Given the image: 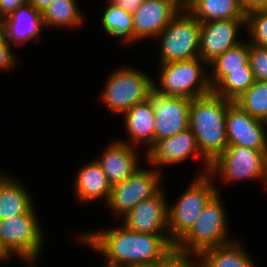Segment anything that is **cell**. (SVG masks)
Masks as SVG:
<instances>
[{
  "mask_svg": "<svg viewBox=\"0 0 267 267\" xmlns=\"http://www.w3.org/2000/svg\"><path fill=\"white\" fill-rule=\"evenodd\" d=\"M3 172V173H2ZM0 171V220L24 213H36L32 195L13 175Z\"/></svg>",
  "mask_w": 267,
  "mask_h": 267,
  "instance_id": "21",
  "label": "cell"
},
{
  "mask_svg": "<svg viewBox=\"0 0 267 267\" xmlns=\"http://www.w3.org/2000/svg\"><path fill=\"white\" fill-rule=\"evenodd\" d=\"M199 37L200 22L183 7L156 37L160 64L199 58Z\"/></svg>",
  "mask_w": 267,
  "mask_h": 267,
  "instance_id": "9",
  "label": "cell"
},
{
  "mask_svg": "<svg viewBox=\"0 0 267 267\" xmlns=\"http://www.w3.org/2000/svg\"><path fill=\"white\" fill-rule=\"evenodd\" d=\"M226 135L228 146L267 151L265 121L250 116L235 102H231L227 107Z\"/></svg>",
  "mask_w": 267,
  "mask_h": 267,
  "instance_id": "15",
  "label": "cell"
},
{
  "mask_svg": "<svg viewBox=\"0 0 267 267\" xmlns=\"http://www.w3.org/2000/svg\"><path fill=\"white\" fill-rule=\"evenodd\" d=\"M124 128L129 135V141L121 142L133 146H145L148 150L155 142V113L151 100L148 98L144 102L138 103L123 113ZM143 143V144H142Z\"/></svg>",
  "mask_w": 267,
  "mask_h": 267,
  "instance_id": "19",
  "label": "cell"
},
{
  "mask_svg": "<svg viewBox=\"0 0 267 267\" xmlns=\"http://www.w3.org/2000/svg\"><path fill=\"white\" fill-rule=\"evenodd\" d=\"M2 38L1 22H0V39Z\"/></svg>",
  "mask_w": 267,
  "mask_h": 267,
  "instance_id": "40",
  "label": "cell"
},
{
  "mask_svg": "<svg viewBox=\"0 0 267 267\" xmlns=\"http://www.w3.org/2000/svg\"><path fill=\"white\" fill-rule=\"evenodd\" d=\"M137 147L129 146L119 140L108 144L101 156L95 160L99 163L111 186L123 182L141 166L140 152ZM139 154V155H138Z\"/></svg>",
  "mask_w": 267,
  "mask_h": 267,
  "instance_id": "18",
  "label": "cell"
},
{
  "mask_svg": "<svg viewBox=\"0 0 267 267\" xmlns=\"http://www.w3.org/2000/svg\"><path fill=\"white\" fill-rule=\"evenodd\" d=\"M184 7L200 22L246 19L240 0H184Z\"/></svg>",
  "mask_w": 267,
  "mask_h": 267,
  "instance_id": "22",
  "label": "cell"
},
{
  "mask_svg": "<svg viewBox=\"0 0 267 267\" xmlns=\"http://www.w3.org/2000/svg\"><path fill=\"white\" fill-rule=\"evenodd\" d=\"M163 189L143 200L121 217L122 225L131 231L147 234H169L168 200Z\"/></svg>",
  "mask_w": 267,
  "mask_h": 267,
  "instance_id": "16",
  "label": "cell"
},
{
  "mask_svg": "<svg viewBox=\"0 0 267 267\" xmlns=\"http://www.w3.org/2000/svg\"><path fill=\"white\" fill-rule=\"evenodd\" d=\"M242 245V241L233 240L230 243L205 249L200 256L211 267H257Z\"/></svg>",
  "mask_w": 267,
  "mask_h": 267,
  "instance_id": "23",
  "label": "cell"
},
{
  "mask_svg": "<svg viewBox=\"0 0 267 267\" xmlns=\"http://www.w3.org/2000/svg\"><path fill=\"white\" fill-rule=\"evenodd\" d=\"M249 64L255 80L267 81V47L249 43Z\"/></svg>",
  "mask_w": 267,
  "mask_h": 267,
  "instance_id": "30",
  "label": "cell"
},
{
  "mask_svg": "<svg viewBox=\"0 0 267 267\" xmlns=\"http://www.w3.org/2000/svg\"><path fill=\"white\" fill-rule=\"evenodd\" d=\"M196 261L197 253L182 252L173 248L157 267H196Z\"/></svg>",
  "mask_w": 267,
  "mask_h": 267,
  "instance_id": "31",
  "label": "cell"
},
{
  "mask_svg": "<svg viewBox=\"0 0 267 267\" xmlns=\"http://www.w3.org/2000/svg\"><path fill=\"white\" fill-rule=\"evenodd\" d=\"M249 64V41H243L237 46L227 50L213 60L208 67L209 84L213 89L227 74L228 70L245 69Z\"/></svg>",
  "mask_w": 267,
  "mask_h": 267,
  "instance_id": "25",
  "label": "cell"
},
{
  "mask_svg": "<svg viewBox=\"0 0 267 267\" xmlns=\"http://www.w3.org/2000/svg\"><path fill=\"white\" fill-rule=\"evenodd\" d=\"M217 193L203 208L191 229L174 245L182 252L201 253L235 240L230 238L225 203ZM229 234V235H228Z\"/></svg>",
  "mask_w": 267,
  "mask_h": 267,
  "instance_id": "4",
  "label": "cell"
},
{
  "mask_svg": "<svg viewBox=\"0 0 267 267\" xmlns=\"http://www.w3.org/2000/svg\"><path fill=\"white\" fill-rule=\"evenodd\" d=\"M54 0H28V2L39 12H43Z\"/></svg>",
  "mask_w": 267,
  "mask_h": 267,
  "instance_id": "36",
  "label": "cell"
},
{
  "mask_svg": "<svg viewBox=\"0 0 267 267\" xmlns=\"http://www.w3.org/2000/svg\"><path fill=\"white\" fill-rule=\"evenodd\" d=\"M216 182L208 173L196 175L174 204H168V232L174 245L191 229L206 204L220 193Z\"/></svg>",
  "mask_w": 267,
  "mask_h": 267,
  "instance_id": "5",
  "label": "cell"
},
{
  "mask_svg": "<svg viewBox=\"0 0 267 267\" xmlns=\"http://www.w3.org/2000/svg\"><path fill=\"white\" fill-rule=\"evenodd\" d=\"M152 77L133 66L119 68L112 71L106 79L105 88L101 91L99 99L109 111L123 114L149 98L153 90Z\"/></svg>",
  "mask_w": 267,
  "mask_h": 267,
  "instance_id": "7",
  "label": "cell"
},
{
  "mask_svg": "<svg viewBox=\"0 0 267 267\" xmlns=\"http://www.w3.org/2000/svg\"><path fill=\"white\" fill-rule=\"evenodd\" d=\"M115 6L120 7L130 14H133L144 0H109Z\"/></svg>",
  "mask_w": 267,
  "mask_h": 267,
  "instance_id": "34",
  "label": "cell"
},
{
  "mask_svg": "<svg viewBox=\"0 0 267 267\" xmlns=\"http://www.w3.org/2000/svg\"><path fill=\"white\" fill-rule=\"evenodd\" d=\"M9 259H13V257L4 249L3 245L1 244L0 241V263H4L9 261Z\"/></svg>",
  "mask_w": 267,
  "mask_h": 267,
  "instance_id": "37",
  "label": "cell"
},
{
  "mask_svg": "<svg viewBox=\"0 0 267 267\" xmlns=\"http://www.w3.org/2000/svg\"><path fill=\"white\" fill-rule=\"evenodd\" d=\"M196 267H211L201 256L197 253Z\"/></svg>",
  "mask_w": 267,
  "mask_h": 267,
  "instance_id": "38",
  "label": "cell"
},
{
  "mask_svg": "<svg viewBox=\"0 0 267 267\" xmlns=\"http://www.w3.org/2000/svg\"><path fill=\"white\" fill-rule=\"evenodd\" d=\"M149 99L155 113V141L173 137L189 128L191 99L165 96L154 90Z\"/></svg>",
  "mask_w": 267,
  "mask_h": 267,
  "instance_id": "12",
  "label": "cell"
},
{
  "mask_svg": "<svg viewBox=\"0 0 267 267\" xmlns=\"http://www.w3.org/2000/svg\"><path fill=\"white\" fill-rule=\"evenodd\" d=\"M184 7V0H144L132 14L134 42L155 39Z\"/></svg>",
  "mask_w": 267,
  "mask_h": 267,
  "instance_id": "13",
  "label": "cell"
},
{
  "mask_svg": "<svg viewBox=\"0 0 267 267\" xmlns=\"http://www.w3.org/2000/svg\"><path fill=\"white\" fill-rule=\"evenodd\" d=\"M207 66L201 58L159 64V85L153 80V90L165 96L188 99L207 95L212 91Z\"/></svg>",
  "mask_w": 267,
  "mask_h": 267,
  "instance_id": "3",
  "label": "cell"
},
{
  "mask_svg": "<svg viewBox=\"0 0 267 267\" xmlns=\"http://www.w3.org/2000/svg\"><path fill=\"white\" fill-rule=\"evenodd\" d=\"M79 242L100 253L109 264L130 267L157 266L174 248L169 234L134 232L122 224L81 233Z\"/></svg>",
  "mask_w": 267,
  "mask_h": 267,
  "instance_id": "1",
  "label": "cell"
},
{
  "mask_svg": "<svg viewBox=\"0 0 267 267\" xmlns=\"http://www.w3.org/2000/svg\"><path fill=\"white\" fill-rule=\"evenodd\" d=\"M107 9L102 14V30L109 36L122 39V44L134 43L132 14L107 0Z\"/></svg>",
  "mask_w": 267,
  "mask_h": 267,
  "instance_id": "26",
  "label": "cell"
},
{
  "mask_svg": "<svg viewBox=\"0 0 267 267\" xmlns=\"http://www.w3.org/2000/svg\"><path fill=\"white\" fill-rule=\"evenodd\" d=\"M250 116L267 120V81L255 80L253 85L234 101Z\"/></svg>",
  "mask_w": 267,
  "mask_h": 267,
  "instance_id": "28",
  "label": "cell"
},
{
  "mask_svg": "<svg viewBox=\"0 0 267 267\" xmlns=\"http://www.w3.org/2000/svg\"><path fill=\"white\" fill-rule=\"evenodd\" d=\"M1 22L2 38L13 45H25L31 40L40 39L45 27L41 12L29 2L18 7Z\"/></svg>",
  "mask_w": 267,
  "mask_h": 267,
  "instance_id": "17",
  "label": "cell"
},
{
  "mask_svg": "<svg viewBox=\"0 0 267 267\" xmlns=\"http://www.w3.org/2000/svg\"><path fill=\"white\" fill-rule=\"evenodd\" d=\"M75 174L74 190L81 203L95 202L96 200L108 201L111 185L109 184L106 174L94 159L78 169Z\"/></svg>",
  "mask_w": 267,
  "mask_h": 267,
  "instance_id": "20",
  "label": "cell"
},
{
  "mask_svg": "<svg viewBox=\"0 0 267 267\" xmlns=\"http://www.w3.org/2000/svg\"><path fill=\"white\" fill-rule=\"evenodd\" d=\"M208 174L227 184L238 181H260L267 188V151L242 146H228L211 164Z\"/></svg>",
  "mask_w": 267,
  "mask_h": 267,
  "instance_id": "8",
  "label": "cell"
},
{
  "mask_svg": "<svg viewBox=\"0 0 267 267\" xmlns=\"http://www.w3.org/2000/svg\"><path fill=\"white\" fill-rule=\"evenodd\" d=\"M103 267H130V266L113 265V264H109V263L105 262L103 264Z\"/></svg>",
  "mask_w": 267,
  "mask_h": 267,
  "instance_id": "39",
  "label": "cell"
},
{
  "mask_svg": "<svg viewBox=\"0 0 267 267\" xmlns=\"http://www.w3.org/2000/svg\"><path fill=\"white\" fill-rule=\"evenodd\" d=\"M162 172L151 166L149 169L141 167L123 182L111 186L105 206L113 212L115 219L124 216L139 202L158 194L163 189Z\"/></svg>",
  "mask_w": 267,
  "mask_h": 267,
  "instance_id": "10",
  "label": "cell"
},
{
  "mask_svg": "<svg viewBox=\"0 0 267 267\" xmlns=\"http://www.w3.org/2000/svg\"><path fill=\"white\" fill-rule=\"evenodd\" d=\"M231 102L213 91L191 99L189 129L200 154L210 164L228 147L226 111Z\"/></svg>",
  "mask_w": 267,
  "mask_h": 267,
  "instance_id": "2",
  "label": "cell"
},
{
  "mask_svg": "<svg viewBox=\"0 0 267 267\" xmlns=\"http://www.w3.org/2000/svg\"><path fill=\"white\" fill-rule=\"evenodd\" d=\"M255 82L250 64L245 69L228 70V74L212 89L224 99L234 102Z\"/></svg>",
  "mask_w": 267,
  "mask_h": 267,
  "instance_id": "27",
  "label": "cell"
},
{
  "mask_svg": "<svg viewBox=\"0 0 267 267\" xmlns=\"http://www.w3.org/2000/svg\"><path fill=\"white\" fill-rule=\"evenodd\" d=\"M14 48L9 42L5 41L3 38L0 39V71L11 70L13 68L16 60V55L13 52Z\"/></svg>",
  "mask_w": 267,
  "mask_h": 267,
  "instance_id": "32",
  "label": "cell"
},
{
  "mask_svg": "<svg viewBox=\"0 0 267 267\" xmlns=\"http://www.w3.org/2000/svg\"><path fill=\"white\" fill-rule=\"evenodd\" d=\"M246 32L250 44L267 47V9H258L246 14Z\"/></svg>",
  "mask_w": 267,
  "mask_h": 267,
  "instance_id": "29",
  "label": "cell"
},
{
  "mask_svg": "<svg viewBox=\"0 0 267 267\" xmlns=\"http://www.w3.org/2000/svg\"><path fill=\"white\" fill-rule=\"evenodd\" d=\"M246 28V19L214 20L200 23L199 58L209 65L218 56L237 46L239 29Z\"/></svg>",
  "mask_w": 267,
  "mask_h": 267,
  "instance_id": "14",
  "label": "cell"
},
{
  "mask_svg": "<svg viewBox=\"0 0 267 267\" xmlns=\"http://www.w3.org/2000/svg\"><path fill=\"white\" fill-rule=\"evenodd\" d=\"M240 3L246 14L258 9H267V0H240Z\"/></svg>",
  "mask_w": 267,
  "mask_h": 267,
  "instance_id": "35",
  "label": "cell"
},
{
  "mask_svg": "<svg viewBox=\"0 0 267 267\" xmlns=\"http://www.w3.org/2000/svg\"><path fill=\"white\" fill-rule=\"evenodd\" d=\"M78 0H54L43 10L42 17L46 28L73 29L82 26L84 22L83 11H80Z\"/></svg>",
  "mask_w": 267,
  "mask_h": 267,
  "instance_id": "24",
  "label": "cell"
},
{
  "mask_svg": "<svg viewBox=\"0 0 267 267\" xmlns=\"http://www.w3.org/2000/svg\"><path fill=\"white\" fill-rule=\"evenodd\" d=\"M26 3L28 0H0V21Z\"/></svg>",
  "mask_w": 267,
  "mask_h": 267,
  "instance_id": "33",
  "label": "cell"
},
{
  "mask_svg": "<svg viewBox=\"0 0 267 267\" xmlns=\"http://www.w3.org/2000/svg\"><path fill=\"white\" fill-rule=\"evenodd\" d=\"M37 219V213H24L0 220V241L4 249L31 267L40 259L45 239Z\"/></svg>",
  "mask_w": 267,
  "mask_h": 267,
  "instance_id": "6",
  "label": "cell"
},
{
  "mask_svg": "<svg viewBox=\"0 0 267 267\" xmlns=\"http://www.w3.org/2000/svg\"><path fill=\"white\" fill-rule=\"evenodd\" d=\"M145 160L147 164H151L155 169L161 171L160 166L165 168L173 164H180L187 159L197 157L202 160L204 167L197 174H207L210 169V163L200 154L195 136L193 132L188 128L177 135L169 138H165L159 141H155L154 144L145 152ZM165 166V167H164Z\"/></svg>",
  "mask_w": 267,
  "mask_h": 267,
  "instance_id": "11",
  "label": "cell"
}]
</instances>
